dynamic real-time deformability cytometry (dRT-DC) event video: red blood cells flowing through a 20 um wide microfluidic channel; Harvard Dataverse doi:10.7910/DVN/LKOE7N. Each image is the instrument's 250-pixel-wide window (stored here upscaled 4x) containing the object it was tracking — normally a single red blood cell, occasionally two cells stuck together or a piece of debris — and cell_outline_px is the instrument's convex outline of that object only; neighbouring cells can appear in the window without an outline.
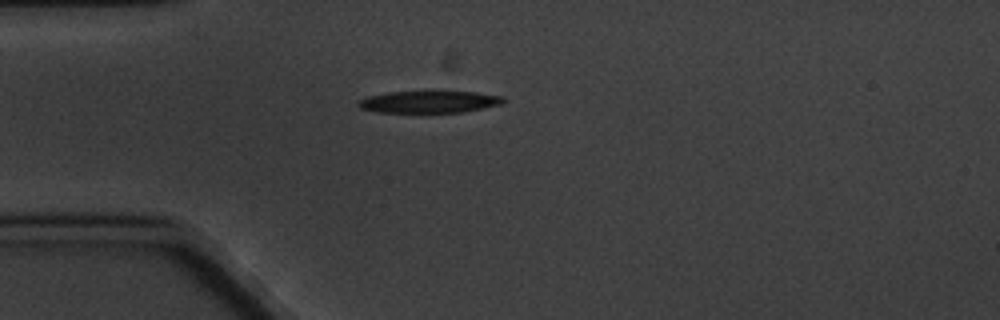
{"species": "common noctule bat (a hibernating species)", "species_latin": "Nyctalus noctula", "temperature_condition": "cold", "stored_images_in_passage": 6, "camera_frame_rate_fps": 3000, "um_per_image_px": 0.085, "animal": {"sex": "male", "body_mass_g": 20.1, "forearm_length_mm": 53.5}, "frame": {"image": 1, "passage_image": 1, "time_ms": 0.0, "image_size_px": [1000, 320], "cell_outline_px": [[504, 100], [500, 104], [464, 112], [420, 116], [376, 112], [360, 108], [356, 104], [360, 100], [368, 96], [388, 92], [432, 88], [476, 92], [504, 96]], "centroid_in_image_um": [36.43, 8.66], "position_along_channel_um": 48.6, "area_um2": 20.87}}